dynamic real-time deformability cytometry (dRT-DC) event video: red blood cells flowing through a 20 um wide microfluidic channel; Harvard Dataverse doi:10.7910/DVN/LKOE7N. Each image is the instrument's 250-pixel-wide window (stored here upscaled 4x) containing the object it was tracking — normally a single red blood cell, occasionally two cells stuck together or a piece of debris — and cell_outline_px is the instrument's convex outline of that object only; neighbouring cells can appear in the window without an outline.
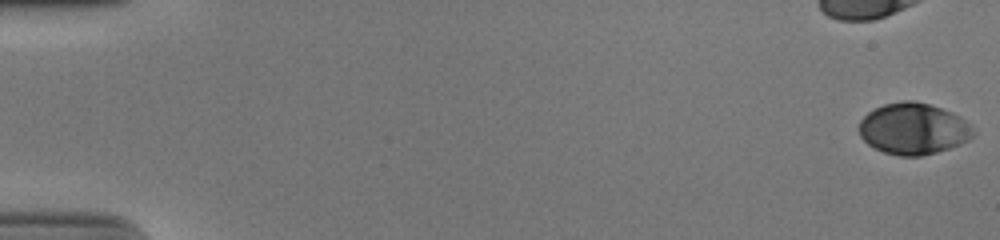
{"species": "human", "species_latin": "Homo sapiens", "temperature_condition": "cold", "stored_images_in_passage": 48, "camera_frame_rate_fps": 3000, "um_per_image_px": 0.085, "donor": {"sex": "male"}, "frame": {"image": 1, "passage_image": 1, "time_ms": 0.0, "image_size_px": [1000, 240], "cell_outline_px": [[972, 136], [968, 140], [960, 144], [936, 152], [920, 156], [900, 156], [884, 152], [868, 144], [860, 136], [856, 128], [860, 120], [868, 112], [884, 104], [904, 100], [912, 100], [928, 104], [952, 112], [960, 116], [972, 124]], "centroid_in_image_um": [77.61, 10.94], "position_along_channel_um": 7.4, "area_um2": 34.22}}
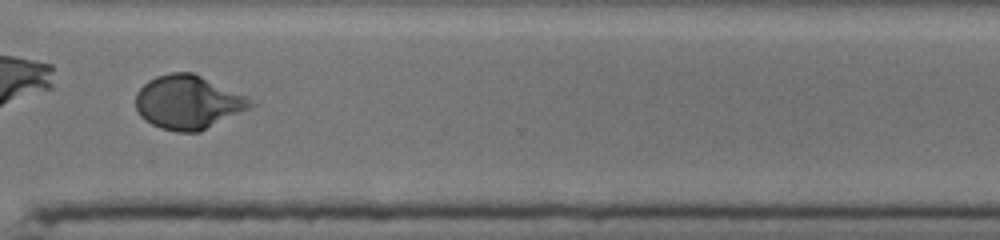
{"frame": {"image": 2, "passage_image": 42, "time_ms": 13.667, "image_size_px": [1000, 240], "cell_outline_px": [[256, 104], [252, 108], [200, 132], [176, 132], [160, 128], [144, 120], [140, 116], [136, 108], [136, 92], [148, 80], [156, 76], [172, 72], [192, 72], [248, 96]], "centroid_in_image_um": [16.01, 8.7], "position_along_channel_um": 354.6, "area_um2": 36.36}}
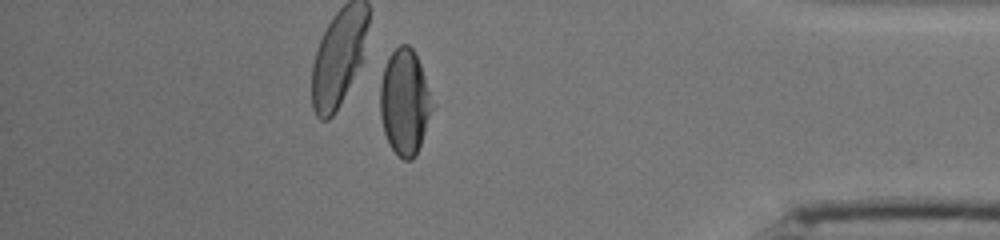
{"frame": {"image": 3, "passage_image": 48, "time_ms": 15.667, "image_size_px": [1000, 240], "cell_outline_px": [[436, 104], [416, 156], [412, 160], [404, 160], [392, 148], [384, 132], [380, 116], [380, 84], [384, 68], [388, 56], [400, 44], [408, 44], [412, 48], [420, 64]], "centroid_in_image_um": [34.43, 8.67], "position_along_channel_um": 400.8, "area_um2": 32.48}, "authors_computed_cell_mechanics": {"area_um2": 34.2465, "velocity_mm_per_s": 3.8481, "shape_relaxation_time_tau1_ms": 4.9279, "shape_relaxation_time_tau2_ms": null, "deformation_change_tau1": 0.1734, "deformation_change_tau2": null}}